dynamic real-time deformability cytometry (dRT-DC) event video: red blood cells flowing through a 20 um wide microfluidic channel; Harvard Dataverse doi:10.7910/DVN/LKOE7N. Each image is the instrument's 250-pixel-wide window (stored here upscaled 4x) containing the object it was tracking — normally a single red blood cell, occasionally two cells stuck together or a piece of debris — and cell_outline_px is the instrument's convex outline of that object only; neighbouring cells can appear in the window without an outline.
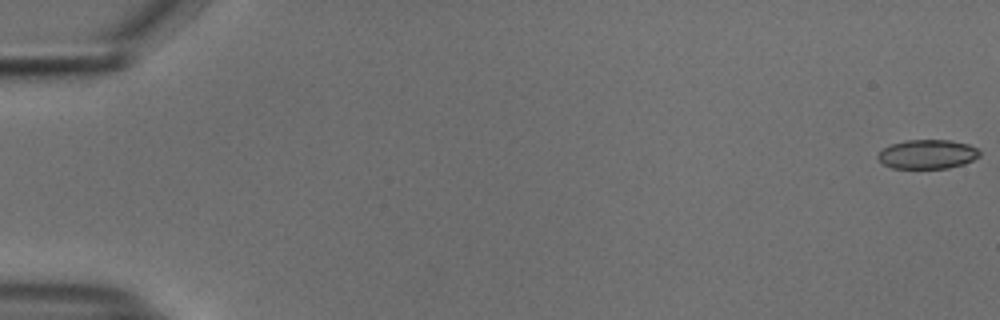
{"species": "common noctule bat (a hibernating species)", "species_latin": "Nyctalus noctula", "temperature_condition": "cold", "stored_images_in_passage": 17, "camera_frame_rate_fps": 3000, "um_per_image_px": 0.085, "animal": {"sex": "male", "body_mass_g": 18.8}, "frame": {"image": 1, "passage_image": 1, "time_ms": 0.0, "image_size_px": [1000, 320], "cell_outline_px": [[980, 156], [964, 164], [948, 168], [892, 168], [884, 164], [876, 156], [884, 148], [892, 144], [904, 140], [948, 140], [968, 144], [976, 148], [980, 152]], "centroid_in_image_um": [78.84, 13.11], "position_along_channel_um": 6.2, "area_um2": 17.17}}
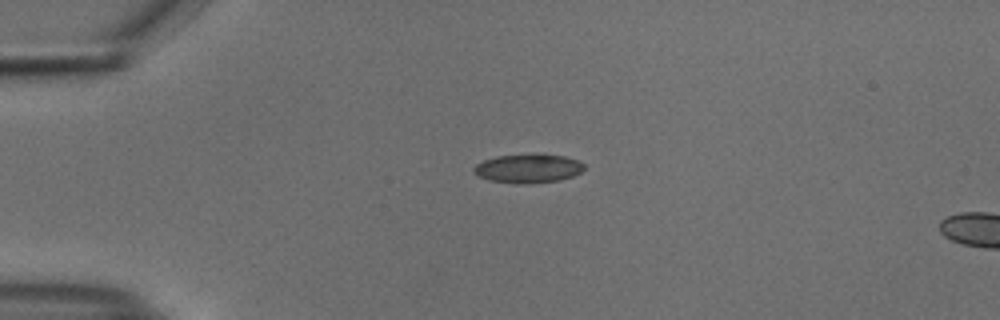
{"frame": {"image": 2, "passage_image": 14, "time_ms": 4.333, "image_size_px": [1000, 320], "cell_outline_px": [[584, 168], [580, 172], [572, 176], [560, 180], [524, 184], [516, 184], [488, 180], [472, 172], [472, 168], [476, 164], [484, 160], [496, 156], [544, 152], [564, 156], [580, 160], [584, 164]], "centroid_in_image_um": [44.9, 14.29], "position_along_channel_um": 40.1, "area_um2": 19.07}}